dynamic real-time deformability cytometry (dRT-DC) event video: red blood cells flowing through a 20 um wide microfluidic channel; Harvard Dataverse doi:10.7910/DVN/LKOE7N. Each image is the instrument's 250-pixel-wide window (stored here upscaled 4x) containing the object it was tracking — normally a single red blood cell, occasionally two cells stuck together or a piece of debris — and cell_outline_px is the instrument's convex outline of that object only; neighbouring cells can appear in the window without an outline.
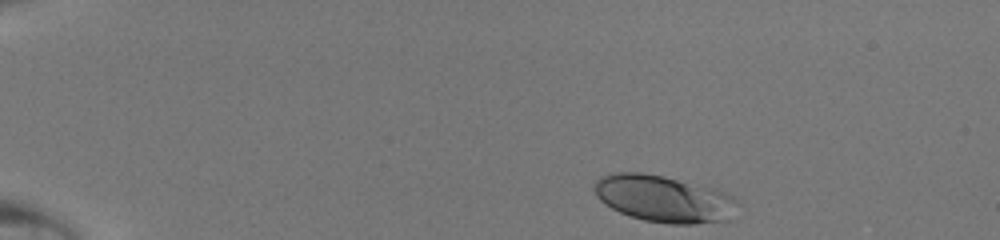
{"species": "human", "species_latin": "Homo sapiens", "temperature_condition": "room temperature", "stored_images_in_passage": 40, "camera_frame_rate_fps": 3000, "um_per_image_px": 0.085, "donor": {"sex": "male"}, "frame": {"image": 1, "passage_image": 1, "time_ms": 0.0, "image_size_px": [1000, 240], "cell_outline_px": [[740, 204], [732, 220], [692, 224], [668, 224], [644, 220], [620, 212], [604, 204], [596, 196], [596, 180], [600, 176], [616, 172], [640, 172], [664, 176], [712, 188], [724, 192], [732, 196]], "centroid_in_image_um": [56.48, 16.91], "position_along_channel_um": 28.5, "area_um2": 39.19}}
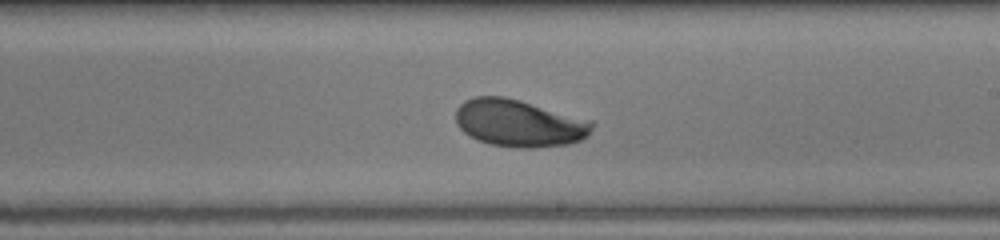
{"frame": {"image": 2, "passage_image": 23, "time_ms": 7.333, "image_size_px": [1000, 240], "cell_outline_px": [[596, 124], [588, 136], [580, 140], [568, 144], [532, 148], [516, 148], [488, 144], [476, 140], [464, 132], [456, 124], [456, 108], [464, 100], [476, 96], [504, 96], [520, 100], [592, 120]], "centroid_in_image_um": [44.12, 10.47], "position_along_channel_um": 244.9, "area_um2": 37.92}}
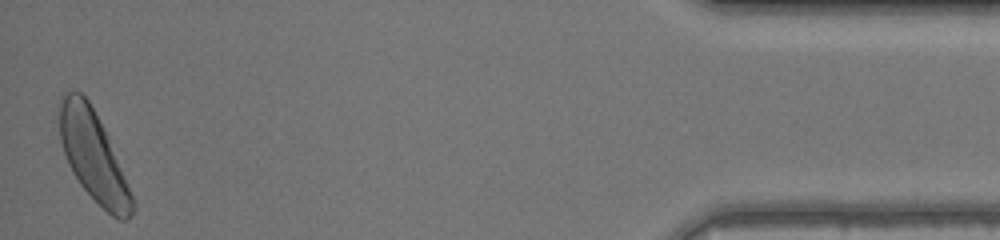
{"frame": {"image": 3, "passage_image": 40, "time_ms": 13.0, "image_size_px": [1000, 240], "cell_outline_px": [[136, 208], [128, 220], [120, 220], [112, 216], [80, 184], [72, 172], [68, 164], [60, 140], [60, 96], [64, 92], [80, 92], [88, 100], [108, 136], [132, 196]], "centroid_in_image_um": [7.93, 13.27], "position_along_channel_um": 427.3, "area_um2": 37.28}}